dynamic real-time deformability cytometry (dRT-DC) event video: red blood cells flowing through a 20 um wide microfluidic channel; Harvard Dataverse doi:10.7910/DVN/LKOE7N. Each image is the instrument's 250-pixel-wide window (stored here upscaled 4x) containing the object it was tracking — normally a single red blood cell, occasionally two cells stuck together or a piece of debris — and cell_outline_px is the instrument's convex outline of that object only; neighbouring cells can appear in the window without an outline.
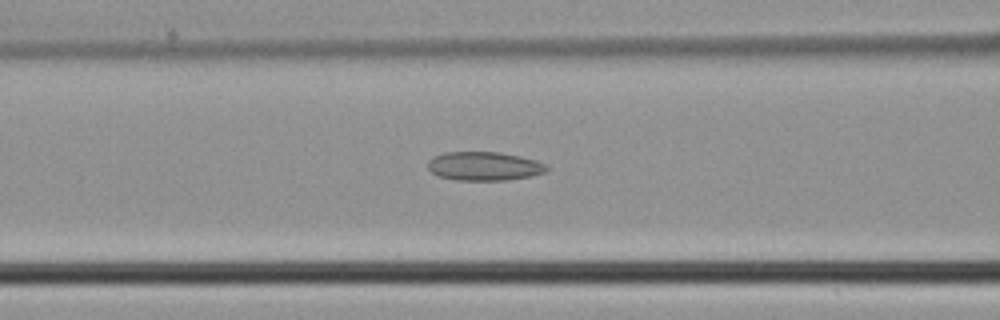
{"species": "common noctule bat (a hibernating species)", "species_latin": "Nyctalus noctula", "temperature_condition": "cold", "stored_images_in_passage": 45, "camera_frame_rate_fps": 3000, "um_per_image_px": 0.085, "animal": {"sex": "male", "body_mass_g": 21.5, "forearm_length_mm": 52.0}, "frame": {"image": 1, "passage_image": 18, "time_ms": 5.667, "image_size_px": [1000, 320], "cell_outline_px": [[548, 168], [544, 172], [532, 176], [508, 180], [456, 180], [440, 176], [432, 172], [428, 168], [428, 160], [444, 152], [500, 152], [520, 156], [536, 160], [548, 164]], "centroid_in_image_um": [41.19, 14.12], "position_along_channel_um": 125.4, "area_um2": 19.94}}
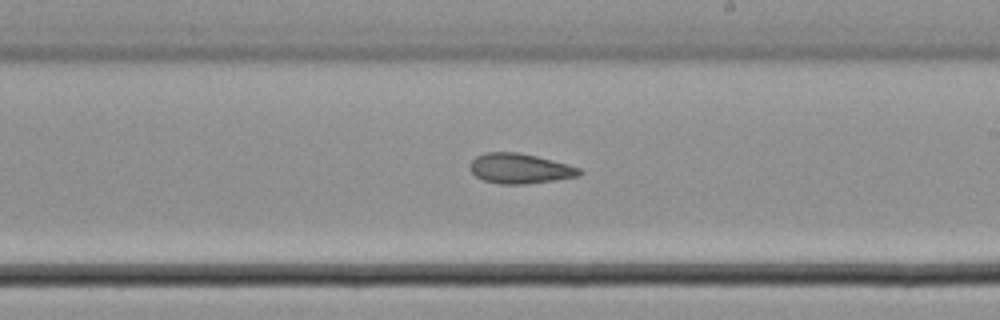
{"frame": {"image": 2, "passage_image": 26, "time_ms": 8.333, "image_size_px": [1000, 320], "cell_outline_px": [[584, 172], [580, 176], [524, 184], [500, 184], [484, 180], [476, 176], [472, 172], [468, 164], [476, 156], [484, 152], [516, 152], [536, 156], [568, 164], [580, 168]], "centroid_in_image_um": [44.18, 14.32], "position_along_channel_um": 244.8, "area_um2": 19.13}}
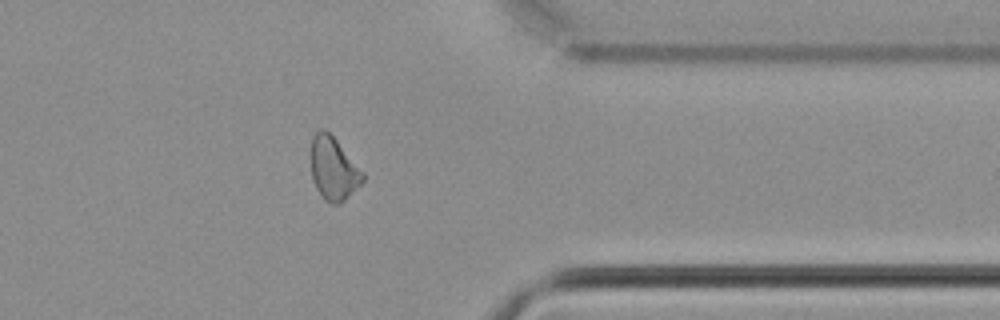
{"frame": {"image": 3, "passage_image": 36, "time_ms": 11.667, "image_size_px": [1000, 320], "cell_outline_px": [[364, 180], [340, 204], [332, 204], [324, 200], [316, 188], [312, 180], [312, 136], [320, 128], [324, 128], [336, 140], [364, 172]], "centroid_in_image_um": [28.34, 14.34], "position_along_channel_um": 383.1, "area_um2": 18.79}}